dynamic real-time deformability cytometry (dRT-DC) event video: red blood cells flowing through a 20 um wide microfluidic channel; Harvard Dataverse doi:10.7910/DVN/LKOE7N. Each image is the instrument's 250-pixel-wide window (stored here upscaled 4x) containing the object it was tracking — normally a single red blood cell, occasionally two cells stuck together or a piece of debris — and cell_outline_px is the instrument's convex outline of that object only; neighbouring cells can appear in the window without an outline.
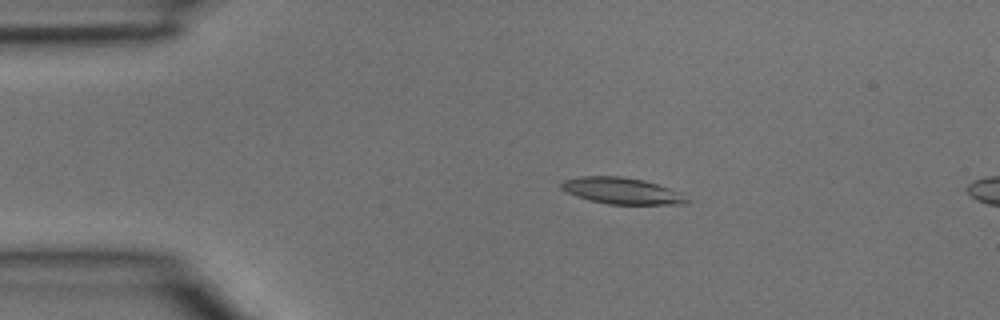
{"species": "common noctule bat (a hibernating species)", "species_latin": "Nyctalus noctula", "temperature_condition": "room temperature", "stored_images_in_passage": 3, "camera_frame_rate_fps": 3000, "um_per_image_px": 0.085, "animal": {"sex": "male", "body_mass_g": 15.6}, "frame": {"image": 1, "passage_image": 2, "time_ms": 0.333, "image_size_px": [1000, 320], "cell_outline_px": [[692, 200], [688, 204], [608, 204], [576, 196], [560, 188], [560, 184], [564, 180], [580, 176], [620, 176], [644, 180], [680, 192]], "centroid_in_image_um": [52.89, 16.22], "position_along_channel_um": 32.1, "area_um2": 19.25}}